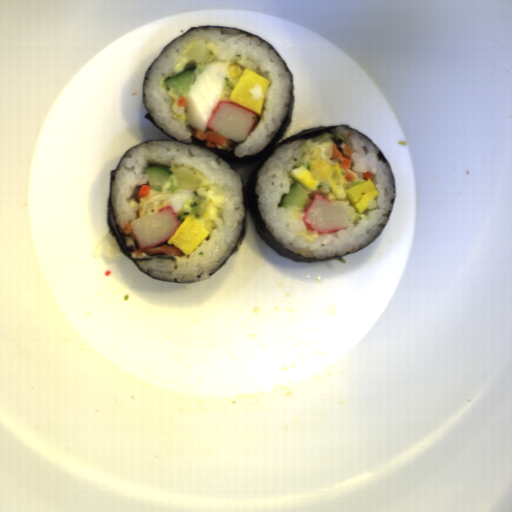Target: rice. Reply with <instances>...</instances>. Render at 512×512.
Listing matches in <instances>:
<instances>
[{"mask_svg": "<svg viewBox=\"0 0 512 512\" xmlns=\"http://www.w3.org/2000/svg\"><path fill=\"white\" fill-rule=\"evenodd\" d=\"M343 150L350 146L349 170L357 179L364 180L370 172L378 195L370 200L362 213L348 198L340 200L350 213L348 227L332 233L310 230L302 219L304 209L278 207L283 194H289L297 180L291 170L301 166L302 146L306 139H295L277 146L275 152L257 172L255 191L259 197L258 209L263 221L278 244L306 258H331L359 251L372 242L383 230L396 194L393 190V172L389 164L376 159L380 152L361 134L349 127H338L334 132ZM368 180H364V183Z\"/></svg>", "mask_w": 512, "mask_h": 512, "instance_id": "652b925c", "label": "rice"}, {"mask_svg": "<svg viewBox=\"0 0 512 512\" xmlns=\"http://www.w3.org/2000/svg\"><path fill=\"white\" fill-rule=\"evenodd\" d=\"M133 156L124 157L112 181V204L115 208L116 223L124 229L125 223L140 216L137 200L142 185H149L145 168L162 167L172 175L174 164H184L197 170L222 195V204L217 207L208 235L190 254L175 256L173 259L157 258L136 260L139 267L155 278L194 284L207 280L209 273L220 268L233 250L241 231L244 206L241 176L230 168V164L213 152L196 145L172 141H149L135 146Z\"/></svg>", "mask_w": 512, "mask_h": 512, "instance_id": "023b6e5f", "label": "rice"}, {"mask_svg": "<svg viewBox=\"0 0 512 512\" xmlns=\"http://www.w3.org/2000/svg\"><path fill=\"white\" fill-rule=\"evenodd\" d=\"M206 39L220 46L217 60L230 61L240 66L242 72L248 69L269 81L266 88L262 111L244 142L235 147L236 156L257 154L263 150L278 132L288 109L290 93V72L274 49L256 36H246L233 28L206 27L192 29L182 37L173 40L162 52L151 69L146 71L143 85V104L154 122L170 136L190 142L191 132L188 121L175 118L172 110L175 99L162 84L173 74L187 45L193 40Z\"/></svg>", "mask_w": 512, "mask_h": 512, "instance_id": "8eca5e8b", "label": "rice"}, {"mask_svg": "<svg viewBox=\"0 0 512 512\" xmlns=\"http://www.w3.org/2000/svg\"><path fill=\"white\" fill-rule=\"evenodd\" d=\"M322 188H323V187H322V185L320 184V185H317L316 190H310V192H309V194H308V195H309V197H310L309 204H312V200H313V196H314V195H319V196H322V197H324V198H326V199H327L328 194H324V193H322V192H321Z\"/></svg>", "mask_w": 512, "mask_h": 512, "instance_id": "acb35da6", "label": "rice"}]
</instances>
